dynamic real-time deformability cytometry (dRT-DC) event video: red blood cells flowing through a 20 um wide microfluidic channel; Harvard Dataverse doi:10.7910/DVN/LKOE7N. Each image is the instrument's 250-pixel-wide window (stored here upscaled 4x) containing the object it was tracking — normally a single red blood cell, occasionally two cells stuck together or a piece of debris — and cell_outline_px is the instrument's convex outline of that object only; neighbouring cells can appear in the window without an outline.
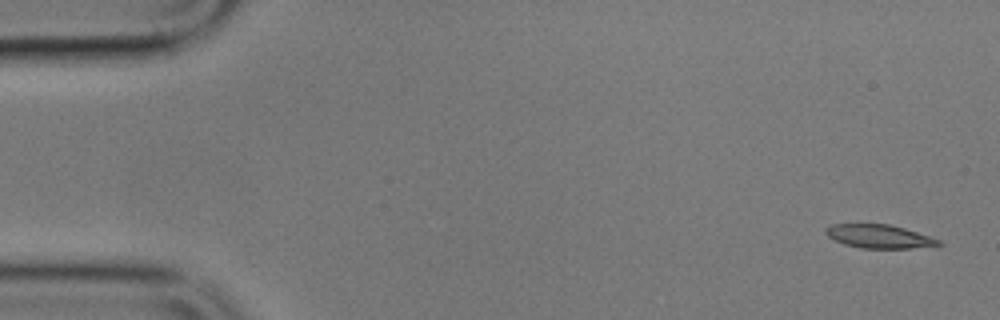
{"species": "common noctule bat (a hibernating species)", "species_latin": "Nyctalus noctula", "temperature_condition": "cold", "stored_images_in_passage": 4, "camera_frame_rate_fps": 3000, "um_per_image_px": 0.085, "animal": {"sex": "male", "body_mass_g": 17.9}, "frame": {"image": 1, "passage_image": 1, "time_ms": 0.0, "image_size_px": [1000, 320], "cell_outline_px": [[944, 244], [912, 248], [860, 248], [844, 244], [828, 236], [824, 232], [824, 228], [832, 224], [888, 224], [904, 228], [940, 240]], "centroid_in_image_um": [74.69, 20.09], "position_along_channel_um": 10.3, "area_um2": 15.32}}
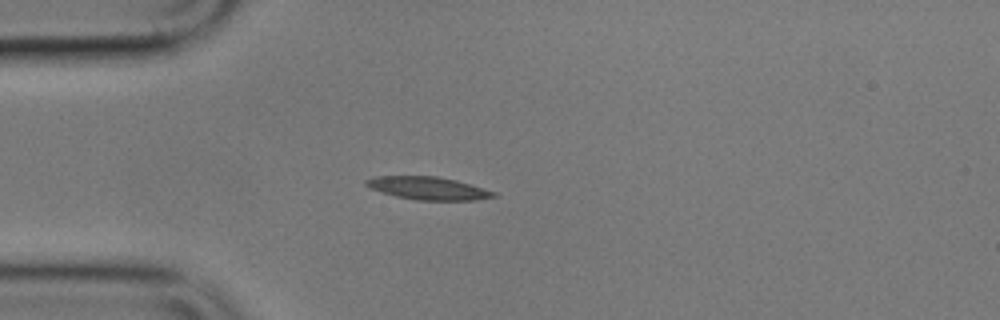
{"frame": {"image": 2, "passage_image": 4, "time_ms": 4.333, "image_size_px": [1000, 320], "cell_outline_px": [[500, 196], [476, 200], [416, 200], [396, 196], [372, 188], [364, 184], [364, 180], [372, 176], [436, 176], [456, 180], [496, 192]], "centroid_in_image_um": [36.41, 15.99], "position_along_channel_um": 48.6, "area_um2": 16.94}}